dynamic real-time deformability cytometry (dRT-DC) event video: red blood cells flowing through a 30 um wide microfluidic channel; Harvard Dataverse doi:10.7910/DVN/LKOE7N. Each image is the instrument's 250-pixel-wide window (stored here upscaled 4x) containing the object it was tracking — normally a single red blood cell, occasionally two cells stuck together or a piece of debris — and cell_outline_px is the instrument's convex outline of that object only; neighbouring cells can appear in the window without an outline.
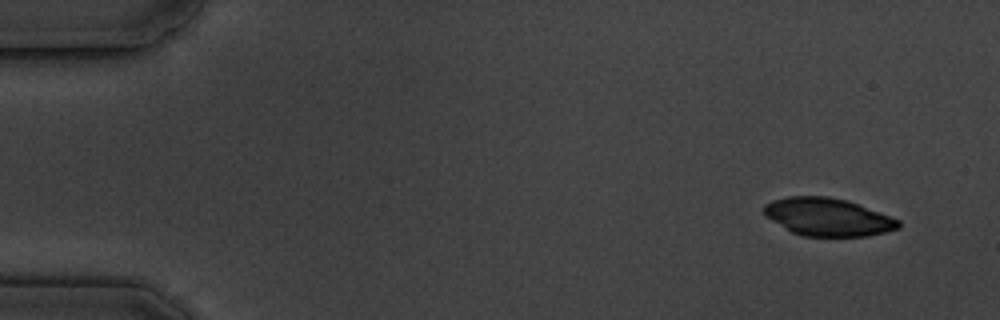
{"species": "common noctule bat (a hibernating species)", "species_latin": "Nyctalus noctula", "temperature_condition": "cold", "stored_images_in_passage": 6, "camera_frame_rate_fps": 3000, "um_per_image_px": 0.085, "animal": {"sex": "male", "body_mass_g": 19.5, "forearm_length_mm": 54.6}, "frame": {"image": 1, "passage_image": 1, "time_ms": 0.0, "image_size_px": [1000, 320], "cell_outline_px": [[900, 228], [868, 236], [804, 236], [792, 232], [764, 216], [764, 204], [772, 200], [788, 196], [828, 196], [848, 200], [900, 220]], "centroid_in_image_um": [70.35, 18.44], "position_along_channel_um": 14.7, "area_um2": 29.65}}